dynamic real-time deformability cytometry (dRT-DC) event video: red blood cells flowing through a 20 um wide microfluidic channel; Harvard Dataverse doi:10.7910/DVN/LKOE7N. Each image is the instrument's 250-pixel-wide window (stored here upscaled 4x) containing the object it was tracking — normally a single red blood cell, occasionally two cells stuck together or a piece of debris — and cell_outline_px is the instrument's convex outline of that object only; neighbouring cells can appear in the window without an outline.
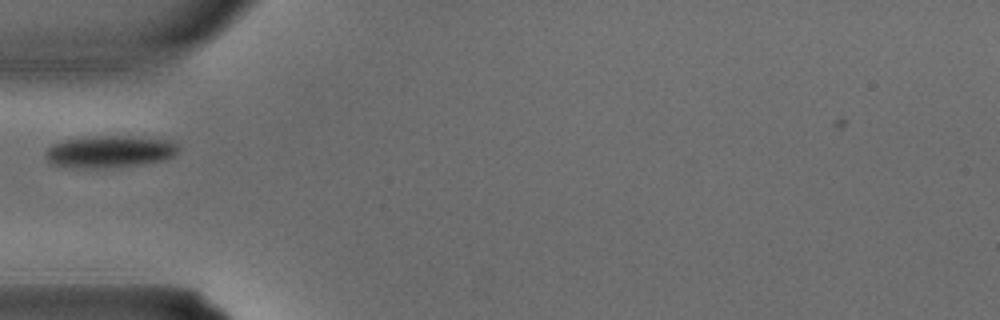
{"species": "common noctule bat (a hibernating species)", "species_latin": "Nyctalus noctula", "temperature_condition": "warm", "stored_images_in_passage": 4, "camera_frame_rate_fps": 3000, "um_per_image_px": 0.085, "animal": {"sex": "male", "body_mass_g": 15.6}, "frame": {"image": 1, "passage_image": 4, "time_ms": 1.0, "image_size_px": [1000, 320], "cell_outline_px": [[180, 148], [172, 156], [164, 160], [144, 164], [104, 168], [72, 168], [52, 164], [44, 156], [44, 152], [52, 144], [64, 140], [92, 136], [128, 136], [172, 140]], "centroid_in_image_um": [9.3, 12.89], "position_along_channel_um": 75.7, "area_um2": 25.03}}